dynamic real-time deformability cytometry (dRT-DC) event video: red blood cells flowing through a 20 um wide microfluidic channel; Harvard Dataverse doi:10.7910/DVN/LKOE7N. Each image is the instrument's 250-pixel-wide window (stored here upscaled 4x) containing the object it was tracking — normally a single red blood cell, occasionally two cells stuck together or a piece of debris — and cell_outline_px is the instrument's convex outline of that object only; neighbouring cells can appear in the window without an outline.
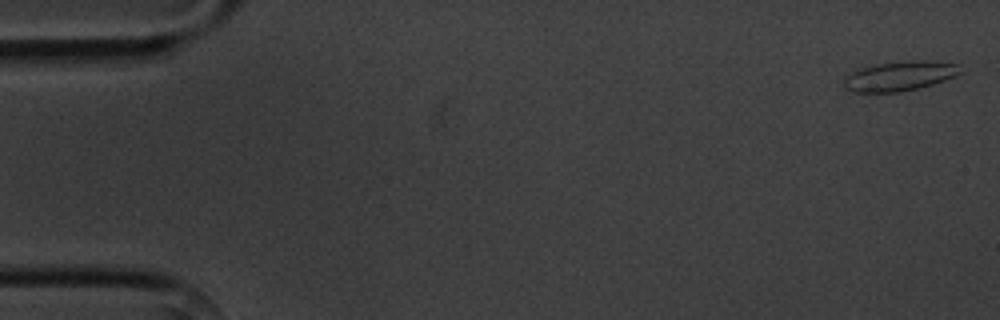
{"species": "common noctule bat (a hibernating species)", "species_latin": "Nyctalus noctula", "temperature_condition": "cold", "stored_images_in_passage": 6, "camera_frame_rate_fps": 3000, "um_per_image_px": 0.085, "animal": {"sex": "male", "body_mass_g": 20.1, "forearm_length_mm": 53.5}, "frame": {"image": 1, "passage_image": 1, "time_ms": 0.0, "image_size_px": [1000, 320], "cell_outline_px": [[964, 72], [956, 76], [932, 84], [900, 92], [852, 92], [844, 88], [844, 76], [860, 68], [876, 64], [916, 60], [936, 60], [956, 64]], "centroid_in_image_um": [76.48, 6.46], "position_along_channel_um": 8.5, "area_um2": 20.17}}